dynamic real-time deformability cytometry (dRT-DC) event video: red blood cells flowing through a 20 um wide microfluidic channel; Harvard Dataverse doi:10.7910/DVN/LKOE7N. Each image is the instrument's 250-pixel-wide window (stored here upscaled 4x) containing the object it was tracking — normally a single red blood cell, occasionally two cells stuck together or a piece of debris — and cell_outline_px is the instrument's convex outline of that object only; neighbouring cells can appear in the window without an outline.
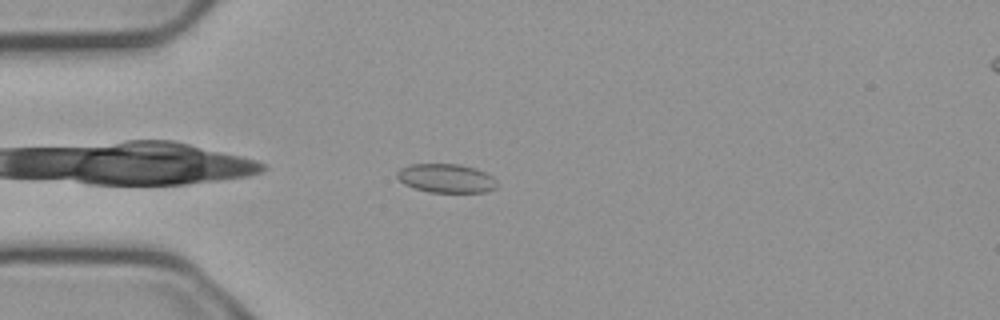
{"species": "common noctule bat (a hibernating species)", "species_latin": "Nyctalus noctula", "temperature_condition": "cold", "stored_images_in_passage": 44, "camera_frame_rate_fps": 3000, "um_per_image_px": 0.085, "animal": {"sex": "male", "body_mass_g": 23.1, "forearm_length_mm": 52.7}, "frame": {"image": 1, "passage_image": 3, "time_ms": 0.667, "image_size_px": [1000, 320], "cell_outline_px": [[496, 188], [484, 192], [428, 192], [404, 184], [396, 176], [396, 172], [400, 168], [412, 164], [460, 164], [476, 168], [492, 176], [496, 180]], "centroid_in_image_um": [37.92, 15.15], "position_along_channel_um": 47.1, "area_um2": 16.76}}
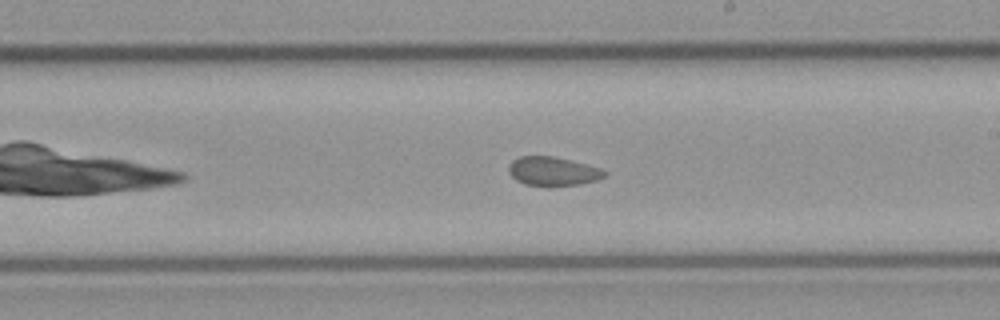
{"frame": {"image": 2, "passage_image": 20, "time_ms": 6.333, "image_size_px": [1000, 320], "cell_outline_px": [[608, 172], [604, 176], [596, 180], [580, 184], [552, 188], [544, 188], [524, 184], [516, 180], [508, 172], [508, 164], [512, 160], [520, 156], [552, 156], [600, 168]], "centroid_in_image_um": [46.94, 14.6], "position_along_channel_um": 242.1, "area_um2": 16.53}}
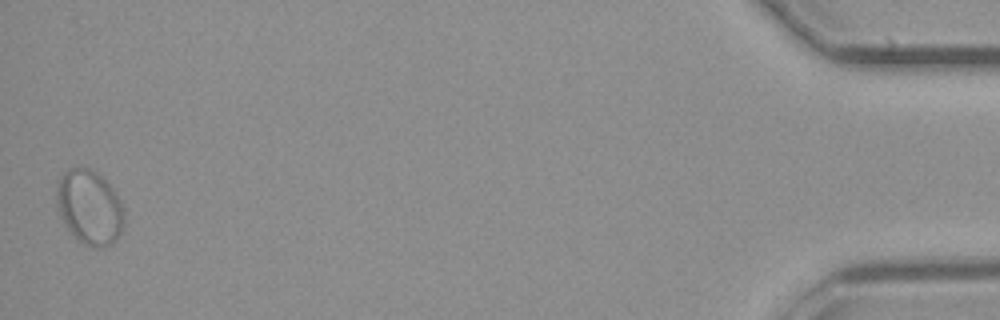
{"frame": {"image": 3, "passage_image": 43, "time_ms": 14.0, "image_size_px": [1000, 320], "cell_outline_px": [[124, 224], [116, 240], [112, 244], [104, 248], [92, 248], [84, 244], [64, 224], [56, 204], [56, 180], [64, 172], [72, 168], [92, 168], [116, 192], [124, 208]], "centroid_in_image_um": [7.61, 17.62], "position_along_channel_um": 427.6, "area_um2": 29.48}}